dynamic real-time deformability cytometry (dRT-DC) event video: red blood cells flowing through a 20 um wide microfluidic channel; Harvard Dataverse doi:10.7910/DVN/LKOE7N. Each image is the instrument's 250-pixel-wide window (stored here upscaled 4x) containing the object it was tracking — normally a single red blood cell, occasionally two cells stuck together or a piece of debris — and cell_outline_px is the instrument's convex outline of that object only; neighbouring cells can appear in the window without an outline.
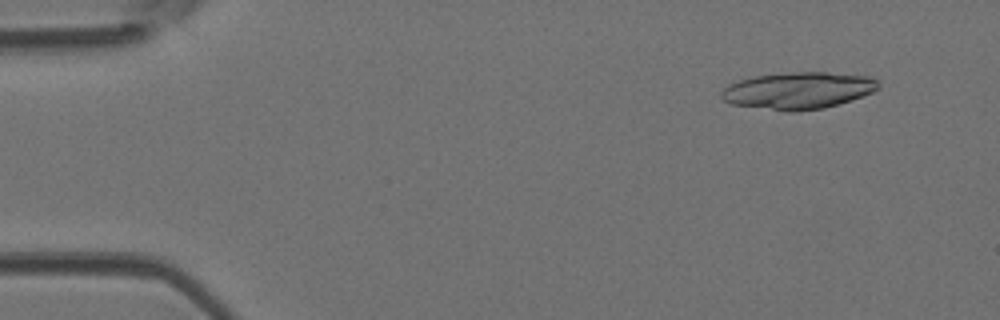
{"species": "Egyptian fruit bat (a non-hibernating species)", "species_latin": "Rousettus aegyptiacus", "temperature_condition": "room temperature", "stored_images_in_passage": 28, "camera_frame_rate_fps": 3000, "um_per_image_px": 0.085, "animal": {"sex": "female"}, "frame": {"image": 1, "passage_image": 4, "time_ms": 1.0, "image_size_px": [1000, 320], "cell_outline_px": [[880, 88], [872, 92], [852, 100], [824, 108], [796, 112], [788, 112], [732, 104], [724, 100], [720, 96], [720, 92], [728, 84], [740, 80], [756, 76], [792, 72], [828, 72], [872, 76], [880, 84]], "centroid_in_image_um": [67.87, 7.7], "position_along_channel_um": 17.1, "area_um2": 33.93}}
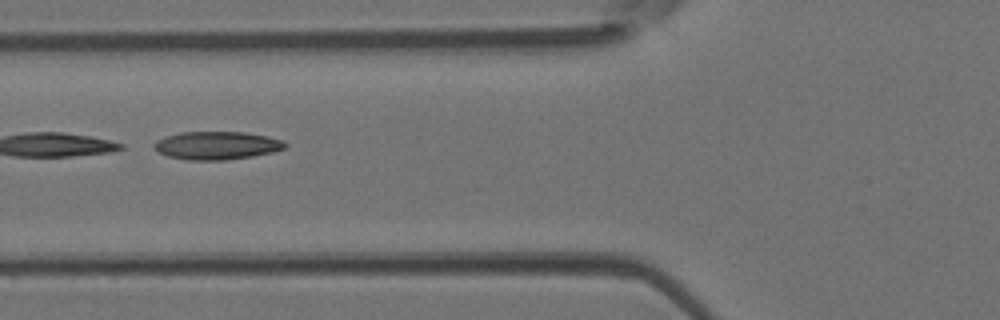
{"frame": {"image": 2, "passage_image": 18, "time_ms": 5.667, "image_size_px": [1000, 320], "cell_outline_px": [[288, 144], [284, 148], [272, 152], [252, 156], [228, 160], [188, 160], [168, 156], [160, 152], [152, 144], [156, 140], [164, 136], [180, 132], [244, 132], [268, 136], [284, 140]], "centroid_in_image_um": [18.44, 12.36], "position_along_channel_um": 107.4, "area_um2": 21.5}}
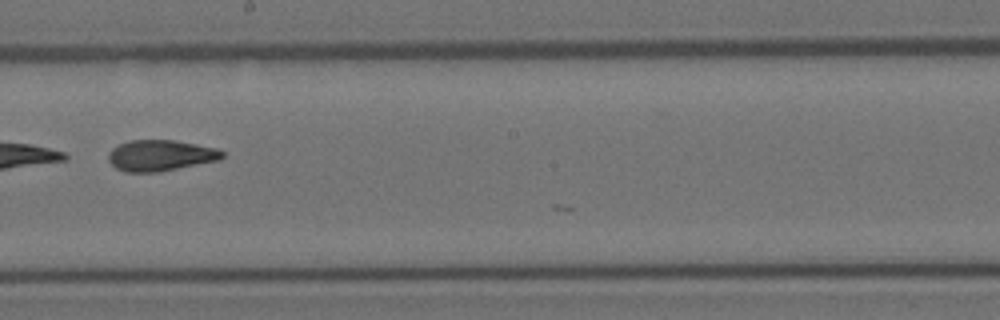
{"frame": {"image": 3, "passage_image": 27, "time_ms": 8.667, "image_size_px": [1000, 320], "cell_outline_px": [[224, 156], [220, 160], [160, 172], [124, 172], [116, 168], [108, 160], [108, 152], [112, 148], [128, 140], [176, 140], [220, 148], [224, 152]], "centroid_in_image_um": [13.67, 13.21], "position_along_channel_um": 234.5, "area_um2": 20.92}}